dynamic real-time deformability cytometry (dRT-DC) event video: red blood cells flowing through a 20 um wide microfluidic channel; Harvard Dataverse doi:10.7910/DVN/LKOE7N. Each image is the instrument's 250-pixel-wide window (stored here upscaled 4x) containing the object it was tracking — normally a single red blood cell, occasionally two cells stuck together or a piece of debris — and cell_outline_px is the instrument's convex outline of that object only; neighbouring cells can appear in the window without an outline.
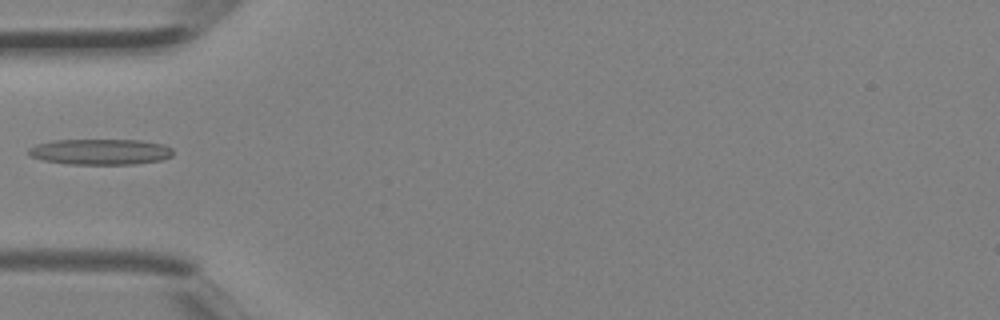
{"species": "Egyptian fruit bat (a non-hibernating species)", "species_latin": "Rousettus aegyptiacus", "temperature_condition": "room temperature", "stored_images_in_passage": 1, "camera_frame_rate_fps": 3000, "um_per_image_px": 0.085, "animal": {"sex": "female"}, "frame": {"image": 1, "passage_image": 1, "time_ms": 0.0, "image_size_px": [1000, 320], "cell_outline_px": [[172, 156], [160, 160], [136, 164], [68, 164], [44, 160], [28, 156], [28, 148], [36, 144], [52, 140], [140, 140], [164, 144], [172, 148]], "centroid_in_image_um": [8.51, 12.9], "position_along_channel_um": 76.5, "area_um2": 21.79}}